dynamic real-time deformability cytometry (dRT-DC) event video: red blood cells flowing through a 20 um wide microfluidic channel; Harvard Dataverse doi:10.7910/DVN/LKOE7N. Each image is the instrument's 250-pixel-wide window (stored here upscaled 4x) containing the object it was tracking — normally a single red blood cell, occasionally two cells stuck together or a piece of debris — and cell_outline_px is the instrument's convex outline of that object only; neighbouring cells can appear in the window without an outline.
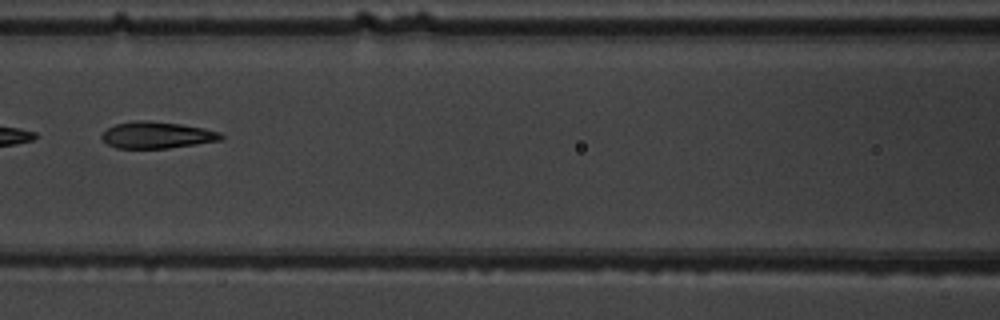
{"species": "common noctule bat (a hibernating species)", "species_latin": "Nyctalus noctula", "temperature_condition": "warm", "stored_images_in_passage": 5, "camera_frame_rate_fps": 3000, "um_per_image_px": 0.085, "animal": {"sex": "male", "body_mass_g": 19.5, "forearm_length_mm": 54.6}, "frame": {"image": 1, "passage_image": 5, "time_ms": 4.333, "image_size_px": [1000, 320], "cell_outline_px": [[224, 140], [168, 148], [116, 148], [108, 144], [100, 136], [108, 128], [116, 124], [132, 120], [144, 120], [180, 124], [204, 128], [220, 132], [224, 136]], "centroid_in_image_um": [13.37, 11.48], "position_along_channel_um": 153.2, "area_um2": 18.5}}